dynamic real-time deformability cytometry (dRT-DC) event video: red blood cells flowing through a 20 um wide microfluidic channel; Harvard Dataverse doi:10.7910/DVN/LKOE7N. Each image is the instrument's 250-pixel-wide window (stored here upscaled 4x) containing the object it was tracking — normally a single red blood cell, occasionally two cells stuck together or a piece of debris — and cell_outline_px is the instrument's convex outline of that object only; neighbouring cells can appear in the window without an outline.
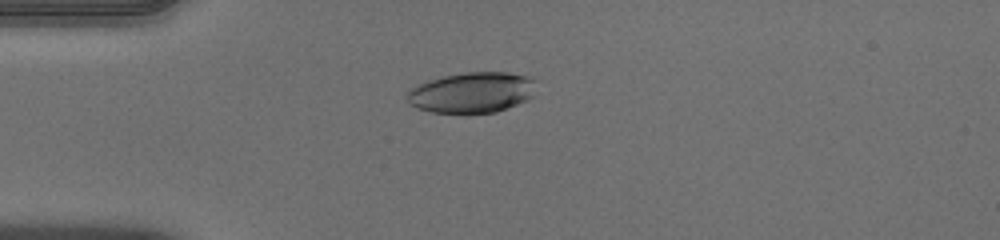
{"species": "human", "species_latin": "Homo sapiens", "temperature_condition": "warm", "stored_images_in_passage": 47, "camera_frame_rate_fps": 3000, "um_per_image_px": 0.085, "donor": {"sex": "male"}, "frame": {"image": 1, "passage_image": 9, "time_ms": 2.667, "image_size_px": [1000, 240], "cell_outline_px": [[532, 96], [528, 100], [496, 112], [432, 112], [408, 104], [404, 96], [412, 88], [428, 80], [444, 76], [464, 72], [508, 72], [528, 76], [532, 80]], "centroid_in_image_um": [40.07, 7.85], "position_along_channel_um": 44.9, "area_um2": 30.17}}
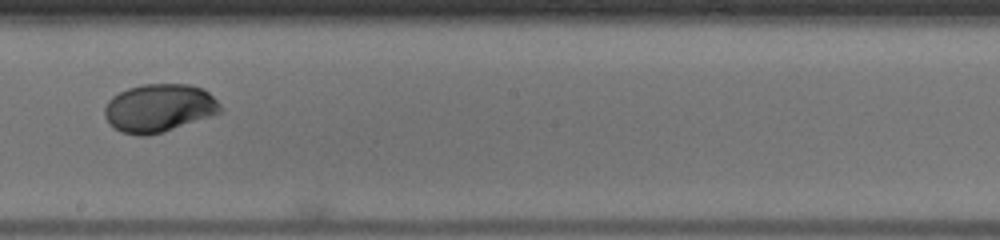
{"frame": {"image": 2, "passage_image": 25, "time_ms": 8.0, "image_size_px": [1000, 240], "cell_outline_px": [[224, 108], [220, 112], [164, 132], [148, 136], [136, 136], [120, 132], [108, 124], [104, 116], [104, 108], [108, 100], [112, 96], [128, 88], [144, 84], [188, 84], [204, 88]], "centroid_in_image_um": [13.48, 9.19], "position_along_channel_um": 234.7, "area_um2": 32.66}}
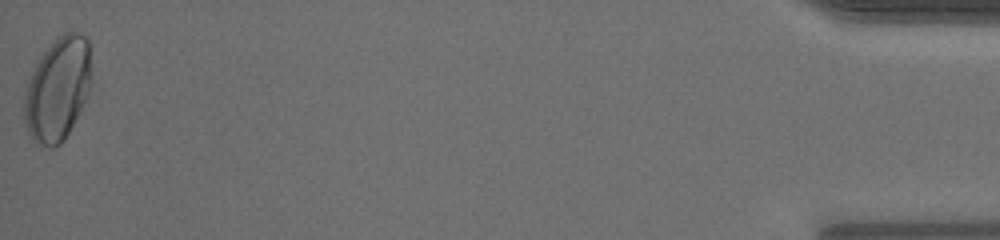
{"frame": {"image": 3, "passage_image": 47, "time_ms": 15.333, "image_size_px": [1000, 240], "cell_outline_px": [[92, 80], [88, 92], [64, 140], [60, 144], [52, 148], [48, 148], [32, 140], [28, 132], [24, 120], [24, 88], [40, 56], [64, 32], [84, 32], [88, 36], [92, 72]], "centroid_in_image_um": [4.91, 7.55], "position_along_channel_um": 430.3, "area_um2": 40.52}, "authors_computed_cell_mechanics": {"area_um2": 31.9634, "velocity_mm_per_s": 3.9764, "shape_relaxation_time_tau1_ms": 4.2893, "shape_relaxation_time_tau2_ms": 0.8294, "deformation_change_tau1": 0.1685, "deformation_change_tau2": 0.0186}}